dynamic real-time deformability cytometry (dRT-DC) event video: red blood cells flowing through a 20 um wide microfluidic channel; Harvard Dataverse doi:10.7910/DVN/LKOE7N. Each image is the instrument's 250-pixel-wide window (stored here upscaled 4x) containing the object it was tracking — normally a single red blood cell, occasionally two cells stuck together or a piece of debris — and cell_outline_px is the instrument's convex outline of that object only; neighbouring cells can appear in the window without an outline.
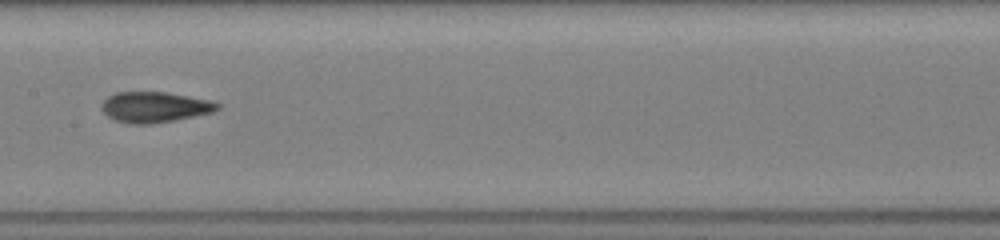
{"species": "common noctule bat (a hibernating species)", "species_latin": "Nyctalus noctula", "temperature_condition": "room temperature", "stored_images_in_passage": 9, "camera_frame_rate_fps": 3000, "um_per_image_px": 0.085, "animal": {"sex": "female", "body_mass_g": 19.5, "forearm_length_mm": 54.1}, "frame": {"image": 1, "passage_image": 8, "time_ms": 4.667, "image_size_px": [1000, 240], "cell_outline_px": [[220, 108], [212, 112], [152, 124], [132, 124], [116, 120], [108, 116], [100, 108], [104, 100], [108, 96], [116, 92], [164, 92], [216, 100], [220, 104]], "centroid_in_image_um": [13.17, 9.09], "position_along_channel_um": 194.2, "area_um2": 20.63}}